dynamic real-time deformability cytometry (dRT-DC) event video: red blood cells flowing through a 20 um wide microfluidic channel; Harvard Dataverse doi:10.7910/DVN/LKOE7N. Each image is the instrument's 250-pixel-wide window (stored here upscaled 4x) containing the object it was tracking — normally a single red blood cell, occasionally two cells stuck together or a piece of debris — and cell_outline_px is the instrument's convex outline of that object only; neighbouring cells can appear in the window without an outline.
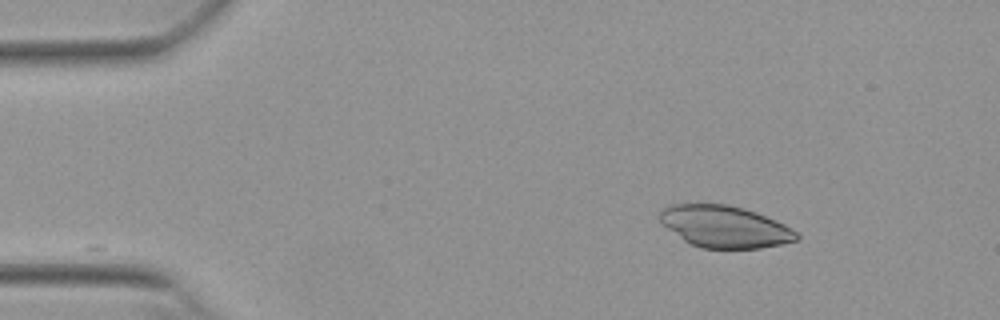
{"species": "Egyptian fruit bat (a non-hibernating species)", "species_latin": "Rousettus aegyptiacus", "temperature_condition": "warm", "stored_images_in_passage": 22, "camera_frame_rate_fps": 3000, "um_per_image_px": 0.085, "animal": {"sex": "female"}, "frame": {"image": 1, "passage_image": 1, "time_ms": 0.0, "image_size_px": [1000, 320], "cell_outline_px": [[800, 240], [760, 248], [700, 248], [688, 244], [668, 228], [660, 220], [660, 212], [668, 204], [728, 204], [744, 208], [756, 212], [776, 220], [784, 224], [796, 232], [800, 236]], "centroid_in_image_um": [61.61, 19.26], "position_along_channel_um": 23.4, "area_um2": 33.35}}
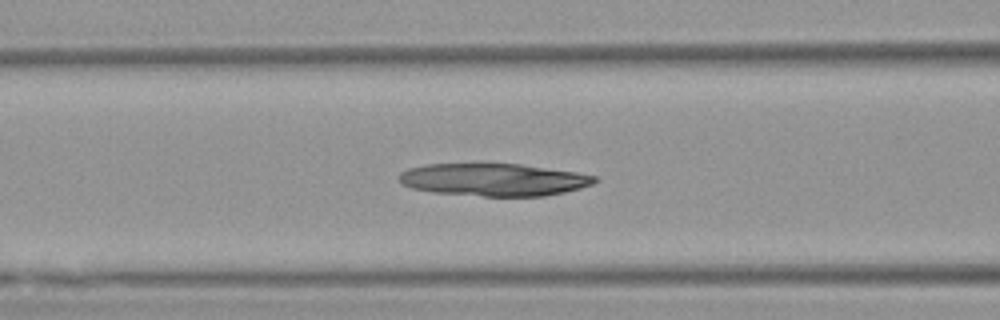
{"frame": {"image": 2, "passage_image": 15, "time_ms": 4.667, "image_size_px": [1000, 320], "cell_outline_px": [[600, 180], [592, 184], [580, 188], [564, 192], [544, 196], [484, 196], [432, 192], [412, 188], [400, 184], [400, 172], [408, 168], [428, 164], [484, 160], [520, 164], [576, 172], [596, 176]], "centroid_in_image_um": [41.92, 15.22], "position_along_channel_um": 124.7, "area_um2": 38.32}}
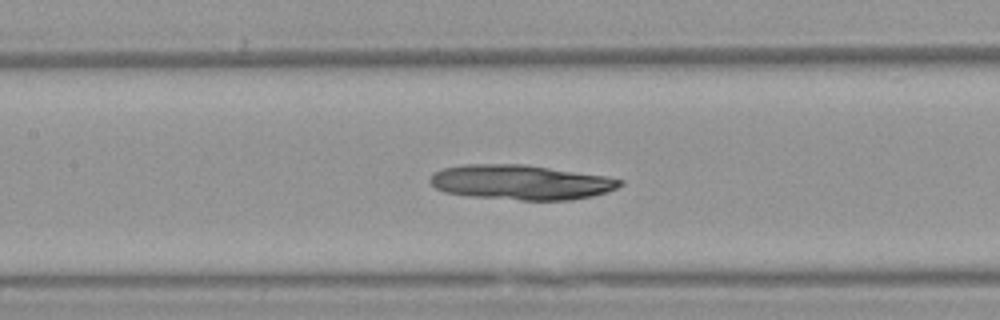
{"frame": {"image": 3, "passage_image": 18, "time_ms": 5.667, "image_size_px": [1000, 320], "cell_outline_px": [[624, 184], [608, 192], [592, 196], [572, 200], [520, 200], [468, 196], [444, 192], [436, 188], [428, 180], [436, 172], [444, 168], [468, 164], [524, 164], [608, 176], [624, 180]], "centroid_in_image_um": [44.33, 15.5], "position_along_channel_um": 163.1, "area_um2": 38.67}}